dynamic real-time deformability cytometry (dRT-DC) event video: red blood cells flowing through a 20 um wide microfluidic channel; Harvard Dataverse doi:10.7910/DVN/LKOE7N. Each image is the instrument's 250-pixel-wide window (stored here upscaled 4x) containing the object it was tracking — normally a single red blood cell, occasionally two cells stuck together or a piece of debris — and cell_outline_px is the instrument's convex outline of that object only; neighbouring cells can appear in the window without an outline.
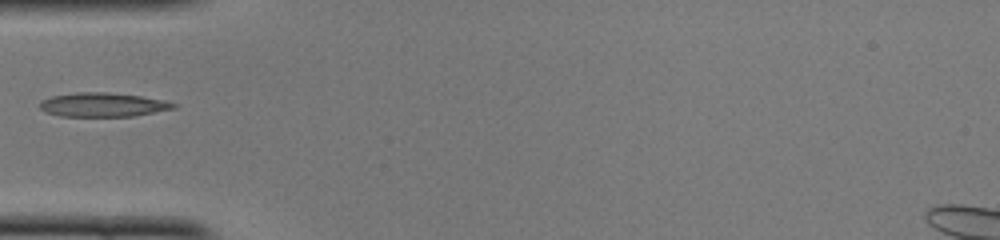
{"species": "common noctule bat (a hibernating species)", "species_latin": "Nyctalus noctula", "temperature_condition": "cold", "stored_images_in_passage": 34, "camera_frame_rate_fps": 3000, "um_per_image_px": 0.085, "animal": {"sex": "female", "body_mass_g": 22.0, "forearm_length_mm": 56.7}, "frame": {"image": 1, "passage_image": 1, "time_ms": 0.0, "image_size_px": [1000, 240], "cell_outline_px": [[176, 108], [132, 116], [60, 116], [44, 112], [40, 108], [40, 100], [52, 96], [76, 92], [108, 92], [140, 96], [164, 100], [176, 104]], "centroid_in_image_um": [8.7, 8.9], "position_along_channel_um": 76.3, "area_um2": 18.67}}
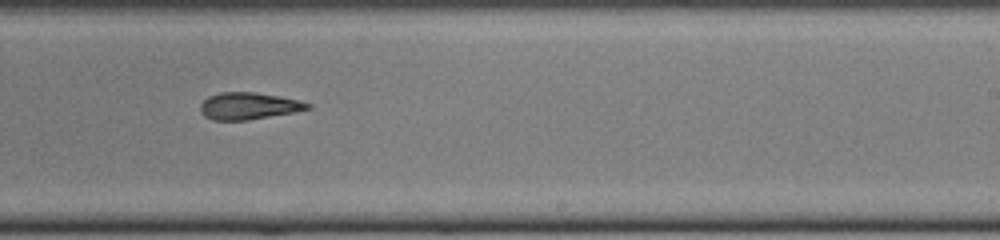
{"frame": {"image": 2, "passage_image": 15, "time_ms": 4.667, "image_size_px": [1000, 240], "cell_outline_px": [[312, 108], [292, 112], [248, 120], [212, 120], [204, 116], [200, 112], [200, 104], [208, 96], [220, 92], [256, 92], [280, 96], [300, 100], [312, 104]], "centroid_in_image_um": [21.12, 9.0], "position_along_channel_um": 267.9, "area_um2": 16.94}}
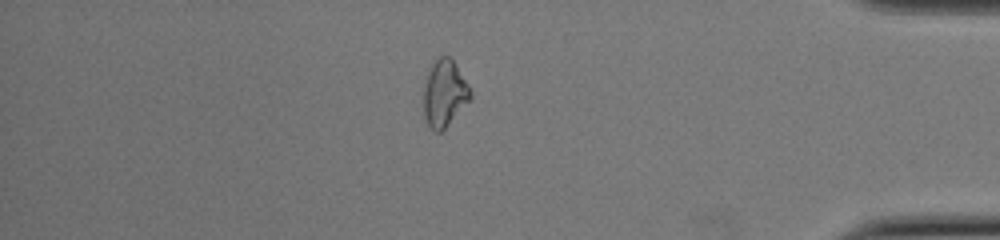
{"frame": {"image": 3, "passage_image": 27, "time_ms": 8.667, "image_size_px": [1000, 240], "cell_outline_px": [[472, 100], [440, 132], [436, 132], [428, 124], [424, 116], [424, 84], [428, 72], [432, 64], [440, 56], [448, 56], [456, 64], [468, 84], [472, 92]], "centroid_in_image_um": [37.8, 7.93], "position_along_channel_um": 397.4, "area_um2": 18.15}}